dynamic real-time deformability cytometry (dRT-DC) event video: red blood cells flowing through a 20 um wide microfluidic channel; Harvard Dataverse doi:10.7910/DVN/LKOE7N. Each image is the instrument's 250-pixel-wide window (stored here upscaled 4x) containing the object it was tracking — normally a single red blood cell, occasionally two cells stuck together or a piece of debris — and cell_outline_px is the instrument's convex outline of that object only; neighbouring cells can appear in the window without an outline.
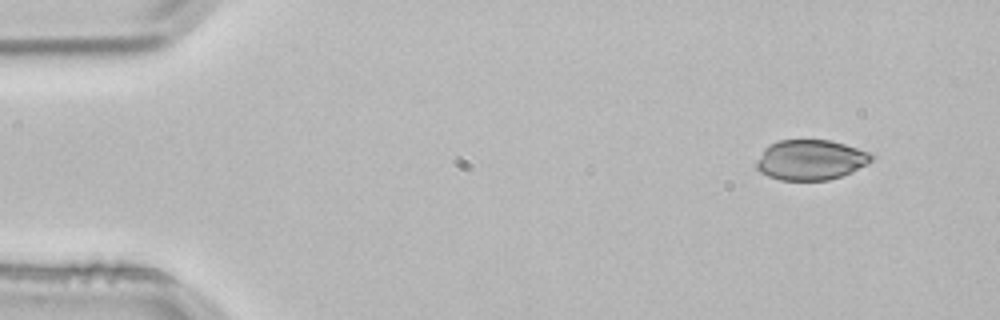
{"species": "common noctule bat (a hibernating species)", "species_latin": "Nyctalus noctula", "temperature_condition": "room temperature", "stored_images_in_passage": 2, "segment_of_instrument_passage": [2, 2], "camera_frame_rate_fps": 3000, "um_per_image_px": 0.085, "animal": {"sex": "male", "body_mass_g": 21.5, "forearm_length_mm": 52.0}, "frame": {"image": 1, "passage_image": 2, "time_ms": 0.333, "image_size_px": [1000, 320], "cell_outline_px": [[876, 156], [872, 160], [852, 172], [828, 180], [780, 180], [768, 176], [760, 172], [756, 168], [756, 160], [764, 148], [768, 144], [780, 140], [832, 140], [872, 152]], "centroid_in_image_um": [68.91, 13.58], "position_along_channel_um": 16.1, "area_um2": 27.22}}